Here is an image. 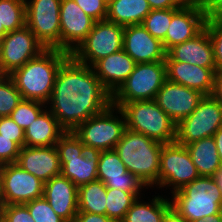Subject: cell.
Listing matches in <instances>:
<instances>
[{
    "instance_id": "1",
    "label": "cell",
    "mask_w": 222,
    "mask_h": 222,
    "mask_svg": "<svg viewBox=\"0 0 222 222\" xmlns=\"http://www.w3.org/2000/svg\"><path fill=\"white\" fill-rule=\"evenodd\" d=\"M49 104V110L60 126L65 131H74L81 123L108 108L112 95L92 67L70 55L57 72Z\"/></svg>"
},
{
    "instance_id": "2",
    "label": "cell",
    "mask_w": 222,
    "mask_h": 222,
    "mask_svg": "<svg viewBox=\"0 0 222 222\" xmlns=\"http://www.w3.org/2000/svg\"><path fill=\"white\" fill-rule=\"evenodd\" d=\"M70 56L59 49H45L9 76L24 100L49 103L61 64Z\"/></svg>"
},
{
    "instance_id": "3",
    "label": "cell",
    "mask_w": 222,
    "mask_h": 222,
    "mask_svg": "<svg viewBox=\"0 0 222 222\" xmlns=\"http://www.w3.org/2000/svg\"><path fill=\"white\" fill-rule=\"evenodd\" d=\"M162 146L163 143L126 128L114 150L127 171L152 187L158 185Z\"/></svg>"
},
{
    "instance_id": "4",
    "label": "cell",
    "mask_w": 222,
    "mask_h": 222,
    "mask_svg": "<svg viewBox=\"0 0 222 222\" xmlns=\"http://www.w3.org/2000/svg\"><path fill=\"white\" fill-rule=\"evenodd\" d=\"M172 194L171 207L188 222L222 211V193L214 177L199 176Z\"/></svg>"
},
{
    "instance_id": "5",
    "label": "cell",
    "mask_w": 222,
    "mask_h": 222,
    "mask_svg": "<svg viewBox=\"0 0 222 222\" xmlns=\"http://www.w3.org/2000/svg\"><path fill=\"white\" fill-rule=\"evenodd\" d=\"M61 174L77 187L98 179L97 166L101 151L84 145L73 131H66L56 143Z\"/></svg>"
},
{
    "instance_id": "6",
    "label": "cell",
    "mask_w": 222,
    "mask_h": 222,
    "mask_svg": "<svg viewBox=\"0 0 222 222\" xmlns=\"http://www.w3.org/2000/svg\"><path fill=\"white\" fill-rule=\"evenodd\" d=\"M120 109L125 116L127 129L163 144L175 142L177 124L154 100L124 103Z\"/></svg>"
},
{
    "instance_id": "7",
    "label": "cell",
    "mask_w": 222,
    "mask_h": 222,
    "mask_svg": "<svg viewBox=\"0 0 222 222\" xmlns=\"http://www.w3.org/2000/svg\"><path fill=\"white\" fill-rule=\"evenodd\" d=\"M166 80L165 61L136 63L134 70L112 95V105L120 108L132 101L154 100Z\"/></svg>"
},
{
    "instance_id": "8",
    "label": "cell",
    "mask_w": 222,
    "mask_h": 222,
    "mask_svg": "<svg viewBox=\"0 0 222 222\" xmlns=\"http://www.w3.org/2000/svg\"><path fill=\"white\" fill-rule=\"evenodd\" d=\"M114 110L121 114V119L113 114ZM125 130L126 121L123 112L111 104L101 113L81 123L73 132L84 145L106 151L115 148Z\"/></svg>"
},
{
    "instance_id": "9",
    "label": "cell",
    "mask_w": 222,
    "mask_h": 222,
    "mask_svg": "<svg viewBox=\"0 0 222 222\" xmlns=\"http://www.w3.org/2000/svg\"><path fill=\"white\" fill-rule=\"evenodd\" d=\"M123 32L124 27L119 24L107 20L97 21L70 55L76 61L92 67L98 60L123 49Z\"/></svg>"
},
{
    "instance_id": "10",
    "label": "cell",
    "mask_w": 222,
    "mask_h": 222,
    "mask_svg": "<svg viewBox=\"0 0 222 222\" xmlns=\"http://www.w3.org/2000/svg\"><path fill=\"white\" fill-rule=\"evenodd\" d=\"M222 127V104L211 95H204L197 108L176 127V142L187 145L196 140L213 137Z\"/></svg>"
},
{
    "instance_id": "11",
    "label": "cell",
    "mask_w": 222,
    "mask_h": 222,
    "mask_svg": "<svg viewBox=\"0 0 222 222\" xmlns=\"http://www.w3.org/2000/svg\"><path fill=\"white\" fill-rule=\"evenodd\" d=\"M61 0H25L26 26L46 49L60 50Z\"/></svg>"
},
{
    "instance_id": "12",
    "label": "cell",
    "mask_w": 222,
    "mask_h": 222,
    "mask_svg": "<svg viewBox=\"0 0 222 222\" xmlns=\"http://www.w3.org/2000/svg\"><path fill=\"white\" fill-rule=\"evenodd\" d=\"M198 177L196 166L185 145L176 141L163 144L158 175L159 188L173 185L171 193H174Z\"/></svg>"
},
{
    "instance_id": "13",
    "label": "cell",
    "mask_w": 222,
    "mask_h": 222,
    "mask_svg": "<svg viewBox=\"0 0 222 222\" xmlns=\"http://www.w3.org/2000/svg\"><path fill=\"white\" fill-rule=\"evenodd\" d=\"M46 48L25 25L0 39V75H10Z\"/></svg>"
},
{
    "instance_id": "14",
    "label": "cell",
    "mask_w": 222,
    "mask_h": 222,
    "mask_svg": "<svg viewBox=\"0 0 222 222\" xmlns=\"http://www.w3.org/2000/svg\"><path fill=\"white\" fill-rule=\"evenodd\" d=\"M43 191L44 182L22 169L17 163L2 165L1 206L24 205L36 198H41Z\"/></svg>"
},
{
    "instance_id": "15",
    "label": "cell",
    "mask_w": 222,
    "mask_h": 222,
    "mask_svg": "<svg viewBox=\"0 0 222 222\" xmlns=\"http://www.w3.org/2000/svg\"><path fill=\"white\" fill-rule=\"evenodd\" d=\"M95 22L74 0H61L60 50L71 54L87 37Z\"/></svg>"
},
{
    "instance_id": "16",
    "label": "cell",
    "mask_w": 222,
    "mask_h": 222,
    "mask_svg": "<svg viewBox=\"0 0 222 222\" xmlns=\"http://www.w3.org/2000/svg\"><path fill=\"white\" fill-rule=\"evenodd\" d=\"M204 94L198 90L166 80L154 101L176 123L189 116L198 106Z\"/></svg>"
},
{
    "instance_id": "17",
    "label": "cell",
    "mask_w": 222,
    "mask_h": 222,
    "mask_svg": "<svg viewBox=\"0 0 222 222\" xmlns=\"http://www.w3.org/2000/svg\"><path fill=\"white\" fill-rule=\"evenodd\" d=\"M206 16L199 3H185L173 16L162 41L167 52L174 45L193 39L205 27Z\"/></svg>"
},
{
    "instance_id": "18",
    "label": "cell",
    "mask_w": 222,
    "mask_h": 222,
    "mask_svg": "<svg viewBox=\"0 0 222 222\" xmlns=\"http://www.w3.org/2000/svg\"><path fill=\"white\" fill-rule=\"evenodd\" d=\"M98 180H101L106 188L132 192L140 196L141 188L145 183L137 176L127 171L126 166L119 158L118 153L112 150L101 151L97 166Z\"/></svg>"
},
{
    "instance_id": "19",
    "label": "cell",
    "mask_w": 222,
    "mask_h": 222,
    "mask_svg": "<svg viewBox=\"0 0 222 222\" xmlns=\"http://www.w3.org/2000/svg\"><path fill=\"white\" fill-rule=\"evenodd\" d=\"M123 50L136 63L165 61L166 51L162 42L154 38L142 24L124 27Z\"/></svg>"
},
{
    "instance_id": "20",
    "label": "cell",
    "mask_w": 222,
    "mask_h": 222,
    "mask_svg": "<svg viewBox=\"0 0 222 222\" xmlns=\"http://www.w3.org/2000/svg\"><path fill=\"white\" fill-rule=\"evenodd\" d=\"M16 163L44 183L61 174L59 153L54 146L29 147L20 149Z\"/></svg>"
},
{
    "instance_id": "21",
    "label": "cell",
    "mask_w": 222,
    "mask_h": 222,
    "mask_svg": "<svg viewBox=\"0 0 222 222\" xmlns=\"http://www.w3.org/2000/svg\"><path fill=\"white\" fill-rule=\"evenodd\" d=\"M43 197L53 211L66 222H74L78 213V187L62 174L44 183Z\"/></svg>"
},
{
    "instance_id": "22",
    "label": "cell",
    "mask_w": 222,
    "mask_h": 222,
    "mask_svg": "<svg viewBox=\"0 0 222 222\" xmlns=\"http://www.w3.org/2000/svg\"><path fill=\"white\" fill-rule=\"evenodd\" d=\"M165 61H180L216 69L210 36L204 28L193 39L174 45L166 52Z\"/></svg>"
},
{
    "instance_id": "23",
    "label": "cell",
    "mask_w": 222,
    "mask_h": 222,
    "mask_svg": "<svg viewBox=\"0 0 222 222\" xmlns=\"http://www.w3.org/2000/svg\"><path fill=\"white\" fill-rule=\"evenodd\" d=\"M167 80L211 95L216 69L200 67L180 61H165Z\"/></svg>"
},
{
    "instance_id": "24",
    "label": "cell",
    "mask_w": 222,
    "mask_h": 222,
    "mask_svg": "<svg viewBox=\"0 0 222 222\" xmlns=\"http://www.w3.org/2000/svg\"><path fill=\"white\" fill-rule=\"evenodd\" d=\"M136 62L122 49L98 60L92 69L104 88L113 95L134 70Z\"/></svg>"
},
{
    "instance_id": "25",
    "label": "cell",
    "mask_w": 222,
    "mask_h": 222,
    "mask_svg": "<svg viewBox=\"0 0 222 222\" xmlns=\"http://www.w3.org/2000/svg\"><path fill=\"white\" fill-rule=\"evenodd\" d=\"M45 110L24 130V146L41 147L54 146L59 138L66 132L52 115Z\"/></svg>"
},
{
    "instance_id": "26",
    "label": "cell",
    "mask_w": 222,
    "mask_h": 222,
    "mask_svg": "<svg viewBox=\"0 0 222 222\" xmlns=\"http://www.w3.org/2000/svg\"><path fill=\"white\" fill-rule=\"evenodd\" d=\"M199 176L214 177L222 167L213 137L196 140L185 145Z\"/></svg>"
},
{
    "instance_id": "27",
    "label": "cell",
    "mask_w": 222,
    "mask_h": 222,
    "mask_svg": "<svg viewBox=\"0 0 222 222\" xmlns=\"http://www.w3.org/2000/svg\"><path fill=\"white\" fill-rule=\"evenodd\" d=\"M148 0H114L107 6V21L126 27L142 24L151 12Z\"/></svg>"
},
{
    "instance_id": "28",
    "label": "cell",
    "mask_w": 222,
    "mask_h": 222,
    "mask_svg": "<svg viewBox=\"0 0 222 222\" xmlns=\"http://www.w3.org/2000/svg\"><path fill=\"white\" fill-rule=\"evenodd\" d=\"M107 188L101 180L78 187V212L106 215Z\"/></svg>"
},
{
    "instance_id": "29",
    "label": "cell",
    "mask_w": 222,
    "mask_h": 222,
    "mask_svg": "<svg viewBox=\"0 0 222 222\" xmlns=\"http://www.w3.org/2000/svg\"><path fill=\"white\" fill-rule=\"evenodd\" d=\"M151 203H141L137 199L126 212L121 222H162L166 211L171 207V201L155 196Z\"/></svg>"
},
{
    "instance_id": "30",
    "label": "cell",
    "mask_w": 222,
    "mask_h": 222,
    "mask_svg": "<svg viewBox=\"0 0 222 222\" xmlns=\"http://www.w3.org/2000/svg\"><path fill=\"white\" fill-rule=\"evenodd\" d=\"M25 25V0H0V29L11 32Z\"/></svg>"
},
{
    "instance_id": "31",
    "label": "cell",
    "mask_w": 222,
    "mask_h": 222,
    "mask_svg": "<svg viewBox=\"0 0 222 222\" xmlns=\"http://www.w3.org/2000/svg\"><path fill=\"white\" fill-rule=\"evenodd\" d=\"M137 199H140V197L135 193L107 188L106 216L114 222H121Z\"/></svg>"
},
{
    "instance_id": "32",
    "label": "cell",
    "mask_w": 222,
    "mask_h": 222,
    "mask_svg": "<svg viewBox=\"0 0 222 222\" xmlns=\"http://www.w3.org/2000/svg\"><path fill=\"white\" fill-rule=\"evenodd\" d=\"M180 8L172 9H155L145 17L142 26L154 37L161 42L165 39L168 27L171 23L172 16Z\"/></svg>"
},
{
    "instance_id": "33",
    "label": "cell",
    "mask_w": 222,
    "mask_h": 222,
    "mask_svg": "<svg viewBox=\"0 0 222 222\" xmlns=\"http://www.w3.org/2000/svg\"><path fill=\"white\" fill-rule=\"evenodd\" d=\"M22 100L9 75H0V117H8Z\"/></svg>"
},
{
    "instance_id": "34",
    "label": "cell",
    "mask_w": 222,
    "mask_h": 222,
    "mask_svg": "<svg viewBox=\"0 0 222 222\" xmlns=\"http://www.w3.org/2000/svg\"><path fill=\"white\" fill-rule=\"evenodd\" d=\"M43 107L47 108L43 102L22 99L10 117L25 130L45 110Z\"/></svg>"
},
{
    "instance_id": "35",
    "label": "cell",
    "mask_w": 222,
    "mask_h": 222,
    "mask_svg": "<svg viewBox=\"0 0 222 222\" xmlns=\"http://www.w3.org/2000/svg\"><path fill=\"white\" fill-rule=\"evenodd\" d=\"M35 222H66L51 208L49 202L42 196L24 204Z\"/></svg>"
},
{
    "instance_id": "36",
    "label": "cell",
    "mask_w": 222,
    "mask_h": 222,
    "mask_svg": "<svg viewBox=\"0 0 222 222\" xmlns=\"http://www.w3.org/2000/svg\"><path fill=\"white\" fill-rule=\"evenodd\" d=\"M204 28L211 39L216 70L222 71V19L206 20Z\"/></svg>"
},
{
    "instance_id": "37",
    "label": "cell",
    "mask_w": 222,
    "mask_h": 222,
    "mask_svg": "<svg viewBox=\"0 0 222 222\" xmlns=\"http://www.w3.org/2000/svg\"><path fill=\"white\" fill-rule=\"evenodd\" d=\"M2 222H35L25 205L9 204L0 206Z\"/></svg>"
},
{
    "instance_id": "38",
    "label": "cell",
    "mask_w": 222,
    "mask_h": 222,
    "mask_svg": "<svg viewBox=\"0 0 222 222\" xmlns=\"http://www.w3.org/2000/svg\"><path fill=\"white\" fill-rule=\"evenodd\" d=\"M0 134L1 137L11 138L20 148L24 146V130L10 116L0 117Z\"/></svg>"
},
{
    "instance_id": "39",
    "label": "cell",
    "mask_w": 222,
    "mask_h": 222,
    "mask_svg": "<svg viewBox=\"0 0 222 222\" xmlns=\"http://www.w3.org/2000/svg\"><path fill=\"white\" fill-rule=\"evenodd\" d=\"M92 19L103 21L107 18V5L103 0H74Z\"/></svg>"
},
{
    "instance_id": "40",
    "label": "cell",
    "mask_w": 222,
    "mask_h": 222,
    "mask_svg": "<svg viewBox=\"0 0 222 222\" xmlns=\"http://www.w3.org/2000/svg\"><path fill=\"white\" fill-rule=\"evenodd\" d=\"M20 149L11 138L1 137L0 134V165L16 163Z\"/></svg>"
},
{
    "instance_id": "41",
    "label": "cell",
    "mask_w": 222,
    "mask_h": 222,
    "mask_svg": "<svg viewBox=\"0 0 222 222\" xmlns=\"http://www.w3.org/2000/svg\"><path fill=\"white\" fill-rule=\"evenodd\" d=\"M206 20L222 19V0H199Z\"/></svg>"
},
{
    "instance_id": "42",
    "label": "cell",
    "mask_w": 222,
    "mask_h": 222,
    "mask_svg": "<svg viewBox=\"0 0 222 222\" xmlns=\"http://www.w3.org/2000/svg\"><path fill=\"white\" fill-rule=\"evenodd\" d=\"M152 10L181 8L185 3L182 0H148Z\"/></svg>"
},
{
    "instance_id": "43",
    "label": "cell",
    "mask_w": 222,
    "mask_h": 222,
    "mask_svg": "<svg viewBox=\"0 0 222 222\" xmlns=\"http://www.w3.org/2000/svg\"><path fill=\"white\" fill-rule=\"evenodd\" d=\"M74 222H114L106 215L87 213V212H78Z\"/></svg>"
},
{
    "instance_id": "44",
    "label": "cell",
    "mask_w": 222,
    "mask_h": 222,
    "mask_svg": "<svg viewBox=\"0 0 222 222\" xmlns=\"http://www.w3.org/2000/svg\"><path fill=\"white\" fill-rule=\"evenodd\" d=\"M211 96L222 104V71H217L214 77V86Z\"/></svg>"
},
{
    "instance_id": "45",
    "label": "cell",
    "mask_w": 222,
    "mask_h": 222,
    "mask_svg": "<svg viewBox=\"0 0 222 222\" xmlns=\"http://www.w3.org/2000/svg\"><path fill=\"white\" fill-rule=\"evenodd\" d=\"M162 222H188L183 216H181L174 208L170 207L163 219Z\"/></svg>"
},
{
    "instance_id": "46",
    "label": "cell",
    "mask_w": 222,
    "mask_h": 222,
    "mask_svg": "<svg viewBox=\"0 0 222 222\" xmlns=\"http://www.w3.org/2000/svg\"><path fill=\"white\" fill-rule=\"evenodd\" d=\"M215 144L217 147V152L219 154L220 161L222 163V127L219 128L213 135Z\"/></svg>"
},
{
    "instance_id": "47",
    "label": "cell",
    "mask_w": 222,
    "mask_h": 222,
    "mask_svg": "<svg viewBox=\"0 0 222 222\" xmlns=\"http://www.w3.org/2000/svg\"><path fill=\"white\" fill-rule=\"evenodd\" d=\"M192 222H222V211L219 214L207 216L204 219H197Z\"/></svg>"
},
{
    "instance_id": "48",
    "label": "cell",
    "mask_w": 222,
    "mask_h": 222,
    "mask_svg": "<svg viewBox=\"0 0 222 222\" xmlns=\"http://www.w3.org/2000/svg\"><path fill=\"white\" fill-rule=\"evenodd\" d=\"M214 178L217 181L218 187L220 188L221 193H222V167L214 175Z\"/></svg>"
},
{
    "instance_id": "49",
    "label": "cell",
    "mask_w": 222,
    "mask_h": 222,
    "mask_svg": "<svg viewBox=\"0 0 222 222\" xmlns=\"http://www.w3.org/2000/svg\"><path fill=\"white\" fill-rule=\"evenodd\" d=\"M8 32L5 29H0V39L4 37Z\"/></svg>"
},
{
    "instance_id": "50",
    "label": "cell",
    "mask_w": 222,
    "mask_h": 222,
    "mask_svg": "<svg viewBox=\"0 0 222 222\" xmlns=\"http://www.w3.org/2000/svg\"><path fill=\"white\" fill-rule=\"evenodd\" d=\"M184 3H199V0H182Z\"/></svg>"
},
{
    "instance_id": "51",
    "label": "cell",
    "mask_w": 222,
    "mask_h": 222,
    "mask_svg": "<svg viewBox=\"0 0 222 222\" xmlns=\"http://www.w3.org/2000/svg\"><path fill=\"white\" fill-rule=\"evenodd\" d=\"M114 0H103V2L108 6L110 5Z\"/></svg>"
},
{
    "instance_id": "52",
    "label": "cell",
    "mask_w": 222,
    "mask_h": 222,
    "mask_svg": "<svg viewBox=\"0 0 222 222\" xmlns=\"http://www.w3.org/2000/svg\"><path fill=\"white\" fill-rule=\"evenodd\" d=\"M1 170H2V165H0V185H1ZM0 206H1V195H0Z\"/></svg>"
}]
</instances>
